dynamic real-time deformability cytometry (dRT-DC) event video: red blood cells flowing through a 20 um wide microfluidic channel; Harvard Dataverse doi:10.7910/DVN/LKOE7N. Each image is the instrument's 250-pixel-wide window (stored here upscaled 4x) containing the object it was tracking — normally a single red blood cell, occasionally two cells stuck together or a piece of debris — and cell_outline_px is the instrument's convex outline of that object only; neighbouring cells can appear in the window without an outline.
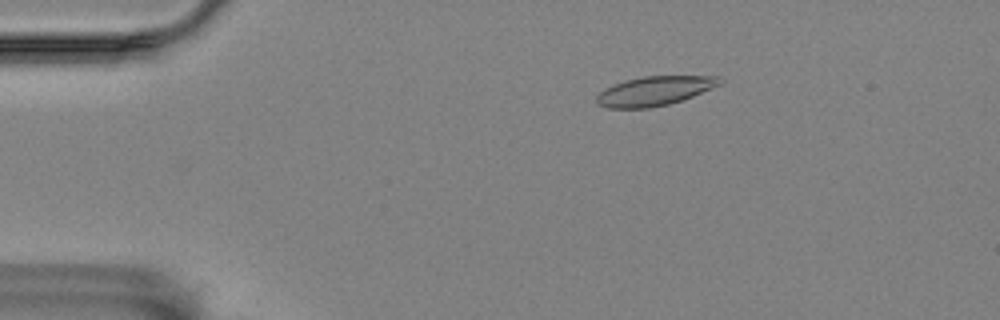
{"species": "Egyptian fruit bat (a non-hibernating species)", "species_latin": "Rousettus aegyptiacus", "temperature_condition": "room temperature", "stored_images_in_passage": 4, "camera_frame_rate_fps": 3000, "um_per_image_px": 0.085, "animal": {"sex": "female"}, "frame": {"image": 1, "passage_image": 4, "time_ms": 4.333, "image_size_px": [1000, 320], "cell_outline_px": [[724, 84], [692, 96], [668, 104], [648, 108], [608, 108], [596, 104], [596, 96], [604, 88], [612, 84], [624, 80], [644, 76], [720, 76], [724, 80]], "centroid_in_image_um": [55.64, 7.72], "position_along_channel_um": 29.4, "area_um2": 21.21}}